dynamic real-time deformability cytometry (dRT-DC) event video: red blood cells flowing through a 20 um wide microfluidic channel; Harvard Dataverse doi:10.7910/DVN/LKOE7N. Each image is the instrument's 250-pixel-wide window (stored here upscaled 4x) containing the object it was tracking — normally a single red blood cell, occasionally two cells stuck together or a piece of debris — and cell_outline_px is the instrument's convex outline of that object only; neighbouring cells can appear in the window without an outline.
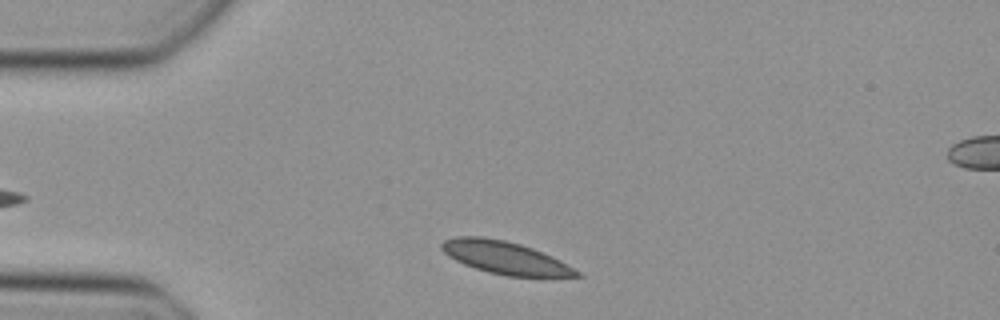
{"species": "Egyptian fruit bat (a non-hibernating species)", "species_latin": "Rousettus aegyptiacus", "temperature_condition": "cold", "stored_images_in_passage": 35, "camera_frame_rate_fps": 3000, "um_per_image_px": 0.085, "animal": {"sex": "female"}, "frame": {"image": 1, "passage_image": 2, "time_ms": 0.333, "image_size_px": [1000, 320], "cell_outline_px": [[584, 276], [552, 280], [508, 276], [488, 272], [464, 264], [448, 256], [440, 248], [440, 244], [444, 240], [456, 236], [480, 236], [504, 240], [520, 244], [532, 248], [552, 256], [560, 260], [580, 272]], "centroid_in_image_um": [43.05, 21.96], "position_along_channel_um": 41.9, "area_um2": 26.53}}
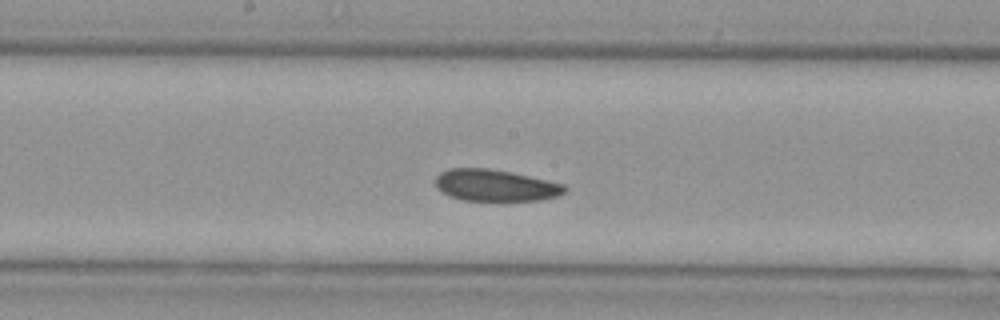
{"frame": {"image": 2, "passage_image": 16, "time_ms": 5.0, "image_size_px": [1000, 320], "cell_outline_px": [[568, 188], [560, 196], [540, 200], [464, 200], [448, 196], [436, 188], [436, 176], [440, 172], [448, 168], [488, 168], [512, 172], [564, 184]], "centroid_in_image_um": [42.1, 15.75], "position_along_channel_um": 206.1, "area_um2": 23.93}}
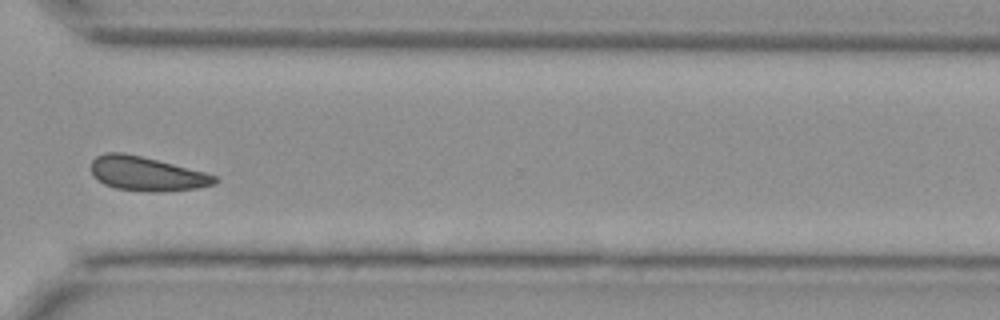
{"frame": {"image": 3, "passage_image": 27, "time_ms": 8.667, "image_size_px": [1000, 320], "cell_outline_px": [[220, 180], [216, 184], [196, 188], [164, 192], [152, 192], [116, 188], [104, 184], [92, 176], [92, 160], [96, 156], [104, 152], [124, 152], [204, 172], [216, 176]], "centroid_in_image_um": [12.46, 14.77], "position_along_channel_um": 358.1, "area_um2": 24.57}}